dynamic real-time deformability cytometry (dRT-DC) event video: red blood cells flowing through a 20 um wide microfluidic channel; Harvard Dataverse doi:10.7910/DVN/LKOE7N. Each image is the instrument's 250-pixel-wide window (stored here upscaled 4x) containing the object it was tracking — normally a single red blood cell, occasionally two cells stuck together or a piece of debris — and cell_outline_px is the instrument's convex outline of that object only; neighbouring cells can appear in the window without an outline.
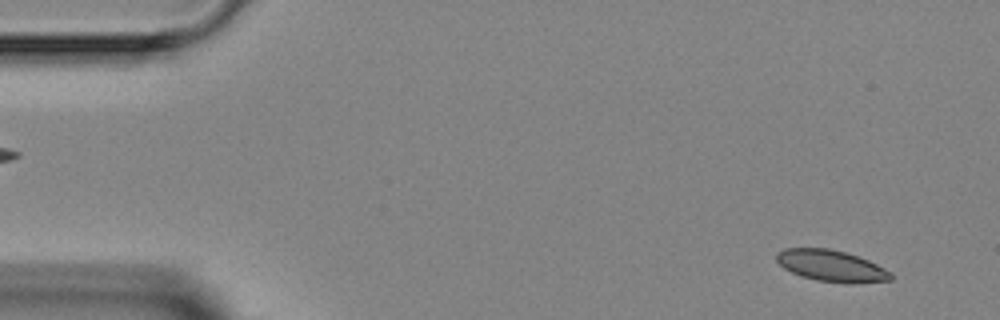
{"species": "Egyptian fruit bat (a non-hibernating species)", "species_latin": "Rousettus aegyptiacus", "temperature_condition": "room temperature", "stored_images_in_passage": 4, "camera_frame_rate_fps": 3000, "um_per_image_px": 0.085, "animal": {"sex": "female"}, "frame": {"image": 1, "passage_image": 1, "time_ms": 0.0, "image_size_px": [1000, 320], "cell_outline_px": [[892, 280], [852, 284], [816, 280], [800, 276], [784, 268], [776, 260], [776, 252], [784, 248], [828, 248], [860, 256], [892, 272]], "centroid_in_image_um": [70.67, 22.6], "position_along_channel_um": 14.3, "area_um2": 21.1}}
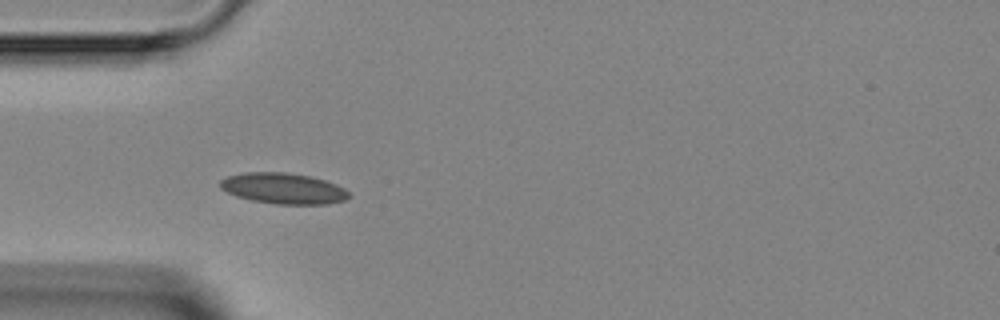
{"frame": {"image": 2, "passage_image": 4, "time_ms": 3.667, "image_size_px": [1000, 320], "cell_outline_px": [[348, 196], [344, 200], [328, 204], [276, 204], [252, 200], [236, 196], [220, 188], [220, 180], [228, 176], [244, 172], [284, 172], [312, 176], [336, 184], [344, 188], [348, 192]], "centroid_in_image_um": [24.07, 16.01], "position_along_channel_um": 60.9, "area_um2": 23.06}}